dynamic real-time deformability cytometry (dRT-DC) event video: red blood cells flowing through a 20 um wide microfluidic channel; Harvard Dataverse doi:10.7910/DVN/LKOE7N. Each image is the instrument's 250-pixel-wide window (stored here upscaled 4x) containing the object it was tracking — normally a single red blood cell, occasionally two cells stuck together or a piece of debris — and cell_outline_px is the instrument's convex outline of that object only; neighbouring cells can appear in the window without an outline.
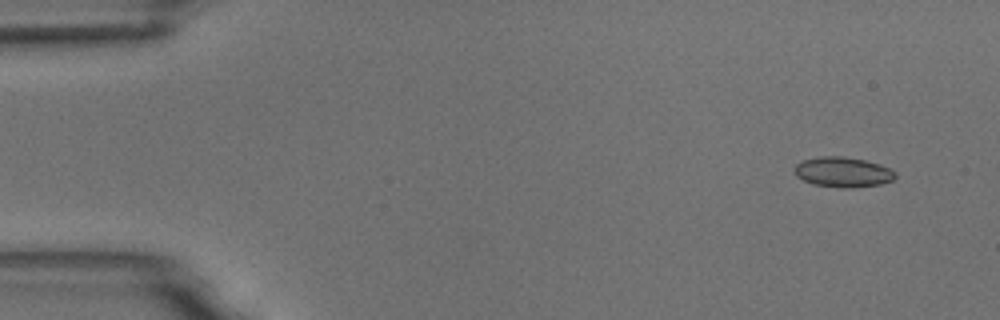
{"species": "common noctule bat (a hibernating species)", "species_latin": "Nyctalus noctula", "temperature_condition": "room temperature", "stored_images_in_passage": 5, "camera_frame_rate_fps": 3000, "um_per_image_px": 0.085, "animal": {"sex": "male", "body_mass_g": 18.8}, "frame": {"image": 1, "passage_image": 1, "time_ms": 0.0, "image_size_px": [1000, 320], "cell_outline_px": [[896, 176], [892, 180], [880, 184], [852, 188], [840, 188], [812, 184], [796, 176], [792, 168], [796, 164], [804, 160], [820, 156], [840, 156], [864, 160], [888, 168], [896, 172]], "centroid_in_image_um": [71.6, 14.64], "position_along_channel_um": 13.4, "area_um2": 17.63}}
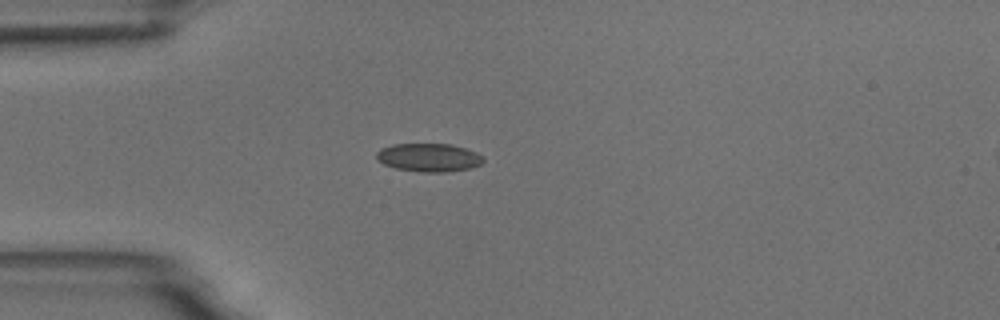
{"frame": {"image": 2, "passage_image": 4, "time_ms": 3.667, "image_size_px": [1000, 320], "cell_outline_px": [[484, 160], [480, 164], [468, 168], [448, 172], [420, 172], [396, 168], [384, 164], [376, 156], [376, 152], [380, 148], [392, 144], [448, 144], [464, 148], [476, 152], [484, 156]], "centroid_in_image_um": [36.44, 13.38], "position_along_channel_um": 48.6, "area_um2": 17.51}}